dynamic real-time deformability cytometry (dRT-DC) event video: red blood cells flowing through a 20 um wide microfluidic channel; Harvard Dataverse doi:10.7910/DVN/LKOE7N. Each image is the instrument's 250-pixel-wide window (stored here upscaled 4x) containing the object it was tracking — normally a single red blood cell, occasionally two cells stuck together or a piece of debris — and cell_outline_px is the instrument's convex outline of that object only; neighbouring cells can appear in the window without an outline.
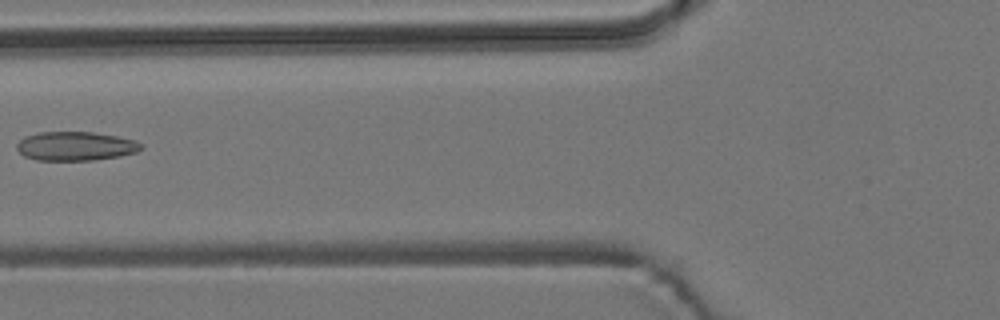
{"species": "common noctule bat (a hibernating species)", "species_latin": "Nyctalus noctula", "temperature_condition": "room temperature", "stored_images_in_passage": 6, "camera_frame_rate_fps": 3000, "um_per_image_px": 0.085, "animal": {"sex": "male", "body_mass_g": 19.2, "forearm_length_mm": 51.8}, "frame": {"image": 1, "passage_image": 6, "time_ms": 1.667, "image_size_px": [1000, 320], "cell_outline_px": [[144, 148], [136, 152], [120, 156], [92, 160], [36, 160], [24, 156], [16, 148], [16, 144], [24, 136], [40, 132], [92, 132], [116, 136], [136, 140], [144, 144]], "centroid_in_image_um": [6.44, 12.42], "position_along_channel_um": 119.4, "area_um2": 21.1}}